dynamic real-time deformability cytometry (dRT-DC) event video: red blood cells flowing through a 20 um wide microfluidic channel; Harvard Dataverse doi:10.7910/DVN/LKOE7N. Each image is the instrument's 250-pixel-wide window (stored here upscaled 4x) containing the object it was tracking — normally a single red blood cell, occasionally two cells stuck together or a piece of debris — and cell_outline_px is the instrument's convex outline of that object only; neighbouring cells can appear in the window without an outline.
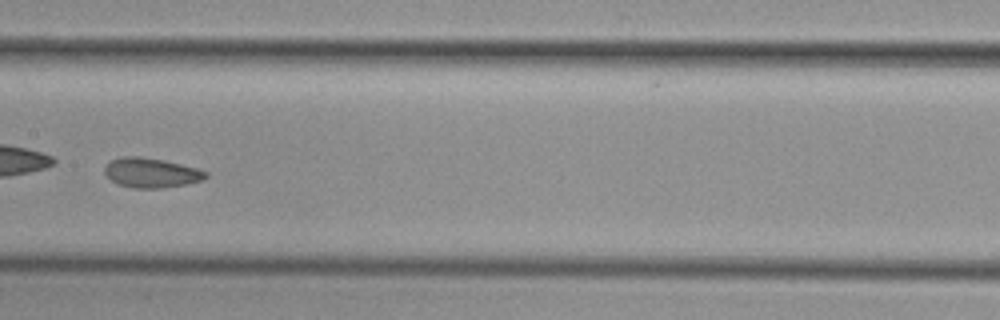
{"species": "common noctule bat (a hibernating species)", "species_latin": "Nyctalus noctula", "temperature_condition": "cold", "stored_images_in_passage": 9, "camera_frame_rate_fps": 3000, "um_per_image_px": 0.085, "animal": {"sex": "female", "body_mass_g": 29.2, "forearm_length_mm": 56.3}, "frame": {"image": 1, "passage_image": 8, "time_ms": 9.0, "image_size_px": [1000, 320], "cell_outline_px": [[208, 176], [204, 180], [184, 184], [160, 188], [132, 188], [120, 184], [112, 180], [104, 172], [104, 168], [112, 160], [120, 156], [140, 156], [164, 160], [196, 168], [208, 172]], "centroid_in_image_um": [12.87, 14.68], "position_along_channel_um": 194.5, "area_um2": 17.34}}
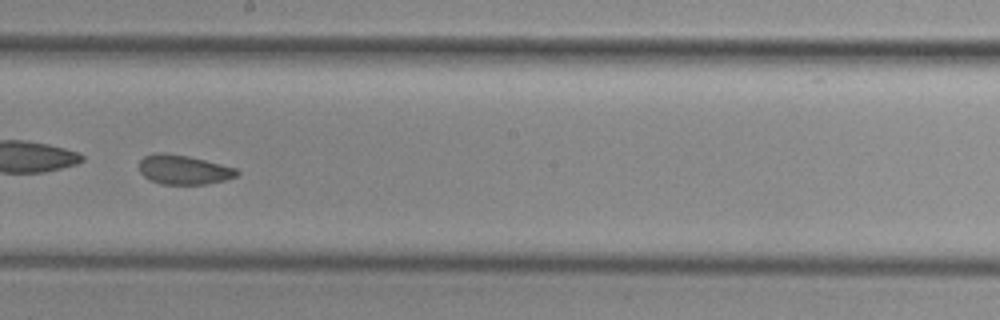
{"frame": {"image": 2, "passage_image": 9, "time_ms": 10.0, "image_size_px": [1000, 320], "cell_outline_px": [[240, 172], [236, 176], [224, 180], [204, 184], [160, 184], [144, 176], [140, 172], [140, 160], [144, 156], [156, 152], [164, 152], [188, 156], [236, 168]], "centroid_in_image_um": [15.59, 14.41], "position_along_channel_um": 232.6, "area_um2": 16.59}}